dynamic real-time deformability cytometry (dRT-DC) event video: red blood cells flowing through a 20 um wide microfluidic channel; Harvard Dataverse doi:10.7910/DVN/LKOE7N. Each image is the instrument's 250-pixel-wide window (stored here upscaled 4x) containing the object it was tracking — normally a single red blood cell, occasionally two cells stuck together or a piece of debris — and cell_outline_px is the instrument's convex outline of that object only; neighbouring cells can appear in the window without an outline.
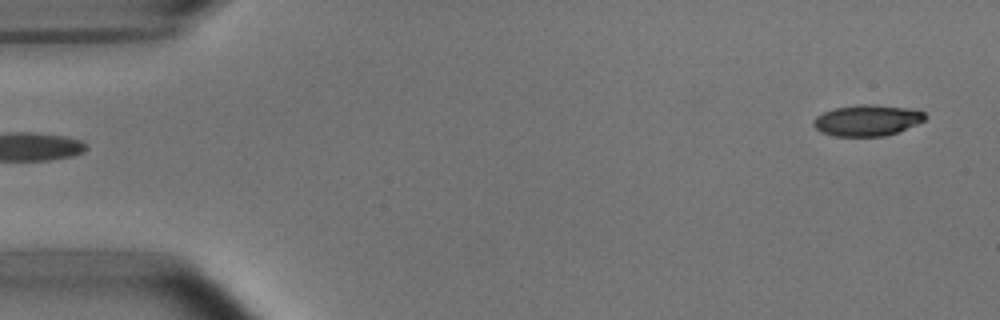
{"species": "common noctule bat (a hibernating species)", "species_latin": "Nyctalus noctula", "temperature_condition": "room temperature", "stored_images_in_passage": 5, "segment_of_instrument_passage": [2, 2], "camera_frame_rate_fps": 3000, "um_per_image_px": 0.085, "animal": {"sex": "male", "body_mass_g": 15.6}, "frame": {"image": 1, "passage_image": 5, "time_ms": 1.333, "image_size_px": [1000, 320], "cell_outline_px": [[928, 116], [924, 120], [916, 124], [896, 132], [884, 136], [836, 136], [820, 132], [812, 124], [812, 120], [816, 116], [824, 112], [836, 108], [856, 104], [872, 104], [912, 108], [924, 112]], "centroid_in_image_um": [73.7, 10.21], "position_along_channel_um": 11.3, "area_um2": 20.29}}